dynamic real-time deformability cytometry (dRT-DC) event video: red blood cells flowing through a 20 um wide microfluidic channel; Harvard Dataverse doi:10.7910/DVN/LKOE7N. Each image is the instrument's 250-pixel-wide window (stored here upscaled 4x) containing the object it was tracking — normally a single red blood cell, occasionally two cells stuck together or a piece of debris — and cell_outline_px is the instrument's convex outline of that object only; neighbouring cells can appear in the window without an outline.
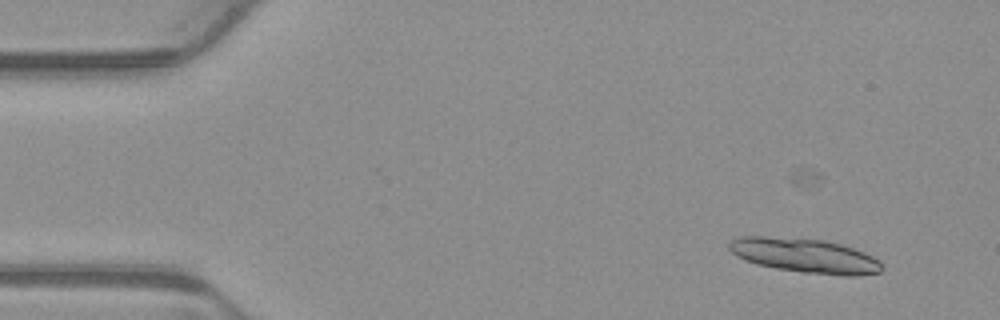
{"species": "common noctule bat (a hibernating species)", "species_latin": "Nyctalus noctula", "temperature_condition": "warm", "stored_images_in_passage": 5, "camera_frame_rate_fps": 3000, "um_per_image_px": 0.085, "animal": {"sex": "male", "body_mass_g": 23.1, "forearm_length_mm": 52.7}, "frame": {"image": 1, "passage_image": 2, "time_ms": 0.333, "image_size_px": [1000, 320], "cell_outline_px": [[884, 268], [880, 272], [856, 276], [844, 276], [804, 272], [776, 268], [756, 264], [744, 260], [736, 256], [728, 248], [728, 244], [736, 236], [764, 236], [824, 240], [840, 244], [864, 252], [880, 260]], "centroid_in_image_um": [68.41, 21.73], "position_along_channel_um": 16.6, "area_um2": 30.69}}